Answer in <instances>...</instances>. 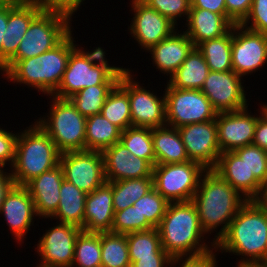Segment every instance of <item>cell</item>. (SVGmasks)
Masks as SVG:
<instances>
[{
	"instance_id": "6da1fadb",
	"label": "cell",
	"mask_w": 267,
	"mask_h": 267,
	"mask_svg": "<svg viewBox=\"0 0 267 267\" xmlns=\"http://www.w3.org/2000/svg\"><path fill=\"white\" fill-rule=\"evenodd\" d=\"M217 251L241 255L236 267L267 264V205L248 200L215 243Z\"/></svg>"
},
{
	"instance_id": "7a4b0ae2",
	"label": "cell",
	"mask_w": 267,
	"mask_h": 267,
	"mask_svg": "<svg viewBox=\"0 0 267 267\" xmlns=\"http://www.w3.org/2000/svg\"><path fill=\"white\" fill-rule=\"evenodd\" d=\"M241 196L213 170H207L202 175L192 202L197 208L200 226L206 235L221 226L214 243L227 232L230 222L248 201Z\"/></svg>"
},
{
	"instance_id": "3957f363",
	"label": "cell",
	"mask_w": 267,
	"mask_h": 267,
	"mask_svg": "<svg viewBox=\"0 0 267 267\" xmlns=\"http://www.w3.org/2000/svg\"><path fill=\"white\" fill-rule=\"evenodd\" d=\"M162 248L173 257L198 256L215 250L203 239L205 232L200 226L198 211L192 201L169 203L157 227ZM203 241H202V240Z\"/></svg>"
},
{
	"instance_id": "277c9868",
	"label": "cell",
	"mask_w": 267,
	"mask_h": 267,
	"mask_svg": "<svg viewBox=\"0 0 267 267\" xmlns=\"http://www.w3.org/2000/svg\"><path fill=\"white\" fill-rule=\"evenodd\" d=\"M72 31L54 48L36 57L19 60L5 75L14 84H25L52 95L59 87L74 44Z\"/></svg>"
},
{
	"instance_id": "5b68a950",
	"label": "cell",
	"mask_w": 267,
	"mask_h": 267,
	"mask_svg": "<svg viewBox=\"0 0 267 267\" xmlns=\"http://www.w3.org/2000/svg\"><path fill=\"white\" fill-rule=\"evenodd\" d=\"M100 46L92 52L78 45L71 51L58 89L51 95L69 99L81 89L100 84H117L126 68L110 66Z\"/></svg>"
},
{
	"instance_id": "8992f818",
	"label": "cell",
	"mask_w": 267,
	"mask_h": 267,
	"mask_svg": "<svg viewBox=\"0 0 267 267\" xmlns=\"http://www.w3.org/2000/svg\"><path fill=\"white\" fill-rule=\"evenodd\" d=\"M34 123L18 133L15 161L9 171L17 186H25L60 163L61 152L40 125Z\"/></svg>"
},
{
	"instance_id": "52a82bcc",
	"label": "cell",
	"mask_w": 267,
	"mask_h": 267,
	"mask_svg": "<svg viewBox=\"0 0 267 267\" xmlns=\"http://www.w3.org/2000/svg\"><path fill=\"white\" fill-rule=\"evenodd\" d=\"M52 97L49 114L36 122L50 136L61 153L85 150L86 117L69 99Z\"/></svg>"
},
{
	"instance_id": "ba28073f",
	"label": "cell",
	"mask_w": 267,
	"mask_h": 267,
	"mask_svg": "<svg viewBox=\"0 0 267 267\" xmlns=\"http://www.w3.org/2000/svg\"><path fill=\"white\" fill-rule=\"evenodd\" d=\"M72 19L42 11L30 24L16 55L0 70L5 75L19 60L36 57L54 48L71 32Z\"/></svg>"
},
{
	"instance_id": "9c48e42d",
	"label": "cell",
	"mask_w": 267,
	"mask_h": 267,
	"mask_svg": "<svg viewBox=\"0 0 267 267\" xmlns=\"http://www.w3.org/2000/svg\"><path fill=\"white\" fill-rule=\"evenodd\" d=\"M206 171L193 161L155 165L152 171L153 187L169 203L192 201Z\"/></svg>"
},
{
	"instance_id": "30bf717a",
	"label": "cell",
	"mask_w": 267,
	"mask_h": 267,
	"mask_svg": "<svg viewBox=\"0 0 267 267\" xmlns=\"http://www.w3.org/2000/svg\"><path fill=\"white\" fill-rule=\"evenodd\" d=\"M166 87L167 126L180 128L216 119L218 112L201 90L177 89L168 83Z\"/></svg>"
},
{
	"instance_id": "8fae6325",
	"label": "cell",
	"mask_w": 267,
	"mask_h": 267,
	"mask_svg": "<svg viewBox=\"0 0 267 267\" xmlns=\"http://www.w3.org/2000/svg\"><path fill=\"white\" fill-rule=\"evenodd\" d=\"M130 69H126L118 84L128 93L133 127L157 128L166 126V98L140 86L133 80ZM161 98V99H160Z\"/></svg>"
},
{
	"instance_id": "7c38bea8",
	"label": "cell",
	"mask_w": 267,
	"mask_h": 267,
	"mask_svg": "<svg viewBox=\"0 0 267 267\" xmlns=\"http://www.w3.org/2000/svg\"><path fill=\"white\" fill-rule=\"evenodd\" d=\"M59 165L63 169L64 179L86 194L106 182L101 151L64 152L61 153Z\"/></svg>"
},
{
	"instance_id": "4fadbf2b",
	"label": "cell",
	"mask_w": 267,
	"mask_h": 267,
	"mask_svg": "<svg viewBox=\"0 0 267 267\" xmlns=\"http://www.w3.org/2000/svg\"><path fill=\"white\" fill-rule=\"evenodd\" d=\"M232 68L239 76L258 71L267 64V34L241 24L232 27Z\"/></svg>"
},
{
	"instance_id": "5bb4252c",
	"label": "cell",
	"mask_w": 267,
	"mask_h": 267,
	"mask_svg": "<svg viewBox=\"0 0 267 267\" xmlns=\"http://www.w3.org/2000/svg\"><path fill=\"white\" fill-rule=\"evenodd\" d=\"M81 231V228L65 223H57L47 230L36 244V252L41 257L37 267H71Z\"/></svg>"
},
{
	"instance_id": "9a60e30c",
	"label": "cell",
	"mask_w": 267,
	"mask_h": 267,
	"mask_svg": "<svg viewBox=\"0 0 267 267\" xmlns=\"http://www.w3.org/2000/svg\"><path fill=\"white\" fill-rule=\"evenodd\" d=\"M189 161L213 170L221 154L216 120L194 123L178 128Z\"/></svg>"
},
{
	"instance_id": "2e32d148",
	"label": "cell",
	"mask_w": 267,
	"mask_h": 267,
	"mask_svg": "<svg viewBox=\"0 0 267 267\" xmlns=\"http://www.w3.org/2000/svg\"><path fill=\"white\" fill-rule=\"evenodd\" d=\"M242 83L241 76L233 70L209 71L201 91L218 113L238 111L249 105Z\"/></svg>"
},
{
	"instance_id": "e0dca14e",
	"label": "cell",
	"mask_w": 267,
	"mask_h": 267,
	"mask_svg": "<svg viewBox=\"0 0 267 267\" xmlns=\"http://www.w3.org/2000/svg\"><path fill=\"white\" fill-rule=\"evenodd\" d=\"M130 5H132L134 15L129 32L141 49L148 51L152 46L178 30L175 29L177 28L175 24L142 0H132Z\"/></svg>"
},
{
	"instance_id": "ac0fdd59",
	"label": "cell",
	"mask_w": 267,
	"mask_h": 267,
	"mask_svg": "<svg viewBox=\"0 0 267 267\" xmlns=\"http://www.w3.org/2000/svg\"><path fill=\"white\" fill-rule=\"evenodd\" d=\"M42 11L35 0H8V22L1 45V69L16 55L31 22Z\"/></svg>"
},
{
	"instance_id": "d6986e66",
	"label": "cell",
	"mask_w": 267,
	"mask_h": 267,
	"mask_svg": "<svg viewBox=\"0 0 267 267\" xmlns=\"http://www.w3.org/2000/svg\"><path fill=\"white\" fill-rule=\"evenodd\" d=\"M250 115L248 106L242 110L221 112L216 116L218 144L221 153L233 152L252 144L258 115Z\"/></svg>"
},
{
	"instance_id": "ffe728a7",
	"label": "cell",
	"mask_w": 267,
	"mask_h": 267,
	"mask_svg": "<svg viewBox=\"0 0 267 267\" xmlns=\"http://www.w3.org/2000/svg\"><path fill=\"white\" fill-rule=\"evenodd\" d=\"M0 214H4L14 239L22 242L37 216L29 190L25 186L13 185L4 196Z\"/></svg>"
},
{
	"instance_id": "44dd1931",
	"label": "cell",
	"mask_w": 267,
	"mask_h": 267,
	"mask_svg": "<svg viewBox=\"0 0 267 267\" xmlns=\"http://www.w3.org/2000/svg\"><path fill=\"white\" fill-rule=\"evenodd\" d=\"M106 182L152 177L153 167L145 160L131 154L121 142L102 151Z\"/></svg>"
},
{
	"instance_id": "7402d4cb",
	"label": "cell",
	"mask_w": 267,
	"mask_h": 267,
	"mask_svg": "<svg viewBox=\"0 0 267 267\" xmlns=\"http://www.w3.org/2000/svg\"><path fill=\"white\" fill-rule=\"evenodd\" d=\"M63 180V169L58 165L54 169L34 177L25 185L34 201L38 218H51L55 214Z\"/></svg>"
},
{
	"instance_id": "603a6c76",
	"label": "cell",
	"mask_w": 267,
	"mask_h": 267,
	"mask_svg": "<svg viewBox=\"0 0 267 267\" xmlns=\"http://www.w3.org/2000/svg\"><path fill=\"white\" fill-rule=\"evenodd\" d=\"M213 171L247 200H256L259 197L262 184L255 178L244 160L234 152H222Z\"/></svg>"
},
{
	"instance_id": "cb8c5ba5",
	"label": "cell",
	"mask_w": 267,
	"mask_h": 267,
	"mask_svg": "<svg viewBox=\"0 0 267 267\" xmlns=\"http://www.w3.org/2000/svg\"><path fill=\"white\" fill-rule=\"evenodd\" d=\"M114 213L112 182H105L87 194L82 231L111 232Z\"/></svg>"
},
{
	"instance_id": "d4e9b609",
	"label": "cell",
	"mask_w": 267,
	"mask_h": 267,
	"mask_svg": "<svg viewBox=\"0 0 267 267\" xmlns=\"http://www.w3.org/2000/svg\"><path fill=\"white\" fill-rule=\"evenodd\" d=\"M175 30L166 39L152 46L148 53L156 69L171 77L182 65L188 54L195 47L189 36L183 31L180 33Z\"/></svg>"
},
{
	"instance_id": "484cf974",
	"label": "cell",
	"mask_w": 267,
	"mask_h": 267,
	"mask_svg": "<svg viewBox=\"0 0 267 267\" xmlns=\"http://www.w3.org/2000/svg\"><path fill=\"white\" fill-rule=\"evenodd\" d=\"M185 26L187 30L184 32L195 47L203 41L225 35L233 27L222 14L202 8H190Z\"/></svg>"
},
{
	"instance_id": "4316f807",
	"label": "cell",
	"mask_w": 267,
	"mask_h": 267,
	"mask_svg": "<svg viewBox=\"0 0 267 267\" xmlns=\"http://www.w3.org/2000/svg\"><path fill=\"white\" fill-rule=\"evenodd\" d=\"M156 165L184 163L189 161L178 128L170 126L152 129Z\"/></svg>"
},
{
	"instance_id": "83f0119b",
	"label": "cell",
	"mask_w": 267,
	"mask_h": 267,
	"mask_svg": "<svg viewBox=\"0 0 267 267\" xmlns=\"http://www.w3.org/2000/svg\"><path fill=\"white\" fill-rule=\"evenodd\" d=\"M209 71L203 55L194 47L167 83L177 89L201 90Z\"/></svg>"
},
{
	"instance_id": "f1b7e54d",
	"label": "cell",
	"mask_w": 267,
	"mask_h": 267,
	"mask_svg": "<svg viewBox=\"0 0 267 267\" xmlns=\"http://www.w3.org/2000/svg\"><path fill=\"white\" fill-rule=\"evenodd\" d=\"M86 197L84 191L64 179L60 187L58 208L51 219L55 217L59 219V223L71 224L82 229Z\"/></svg>"
},
{
	"instance_id": "f546056e",
	"label": "cell",
	"mask_w": 267,
	"mask_h": 267,
	"mask_svg": "<svg viewBox=\"0 0 267 267\" xmlns=\"http://www.w3.org/2000/svg\"><path fill=\"white\" fill-rule=\"evenodd\" d=\"M122 130L102 114L86 118L85 150L103 151L120 142Z\"/></svg>"
},
{
	"instance_id": "4dcf8cb0",
	"label": "cell",
	"mask_w": 267,
	"mask_h": 267,
	"mask_svg": "<svg viewBox=\"0 0 267 267\" xmlns=\"http://www.w3.org/2000/svg\"><path fill=\"white\" fill-rule=\"evenodd\" d=\"M197 49L201 52L210 71L226 72L232 68V28L223 36L203 41Z\"/></svg>"
},
{
	"instance_id": "1f68e13d",
	"label": "cell",
	"mask_w": 267,
	"mask_h": 267,
	"mask_svg": "<svg viewBox=\"0 0 267 267\" xmlns=\"http://www.w3.org/2000/svg\"><path fill=\"white\" fill-rule=\"evenodd\" d=\"M153 177L126 179L112 182L113 209L121 211L153 189Z\"/></svg>"
},
{
	"instance_id": "d6a6232c",
	"label": "cell",
	"mask_w": 267,
	"mask_h": 267,
	"mask_svg": "<svg viewBox=\"0 0 267 267\" xmlns=\"http://www.w3.org/2000/svg\"><path fill=\"white\" fill-rule=\"evenodd\" d=\"M101 114L122 131L132 127L128 93L118 83L109 92Z\"/></svg>"
},
{
	"instance_id": "836d02e7",
	"label": "cell",
	"mask_w": 267,
	"mask_h": 267,
	"mask_svg": "<svg viewBox=\"0 0 267 267\" xmlns=\"http://www.w3.org/2000/svg\"><path fill=\"white\" fill-rule=\"evenodd\" d=\"M126 234L101 232V267H130Z\"/></svg>"
},
{
	"instance_id": "e575fe53",
	"label": "cell",
	"mask_w": 267,
	"mask_h": 267,
	"mask_svg": "<svg viewBox=\"0 0 267 267\" xmlns=\"http://www.w3.org/2000/svg\"><path fill=\"white\" fill-rule=\"evenodd\" d=\"M131 262L153 255H169L161 245L157 228L126 234Z\"/></svg>"
},
{
	"instance_id": "d590c367",
	"label": "cell",
	"mask_w": 267,
	"mask_h": 267,
	"mask_svg": "<svg viewBox=\"0 0 267 267\" xmlns=\"http://www.w3.org/2000/svg\"><path fill=\"white\" fill-rule=\"evenodd\" d=\"M120 142L131 154L145 159L152 167L156 165L151 128L129 127L122 131Z\"/></svg>"
},
{
	"instance_id": "8d00e7d4",
	"label": "cell",
	"mask_w": 267,
	"mask_h": 267,
	"mask_svg": "<svg viewBox=\"0 0 267 267\" xmlns=\"http://www.w3.org/2000/svg\"><path fill=\"white\" fill-rule=\"evenodd\" d=\"M71 267H101V232L79 233Z\"/></svg>"
},
{
	"instance_id": "74e56055",
	"label": "cell",
	"mask_w": 267,
	"mask_h": 267,
	"mask_svg": "<svg viewBox=\"0 0 267 267\" xmlns=\"http://www.w3.org/2000/svg\"><path fill=\"white\" fill-rule=\"evenodd\" d=\"M116 84H100L81 89L69 98L76 109L86 118L101 114L109 92Z\"/></svg>"
},
{
	"instance_id": "f35d334b",
	"label": "cell",
	"mask_w": 267,
	"mask_h": 267,
	"mask_svg": "<svg viewBox=\"0 0 267 267\" xmlns=\"http://www.w3.org/2000/svg\"><path fill=\"white\" fill-rule=\"evenodd\" d=\"M169 202L154 188L143 197L133 203L140 213L141 220H147L154 228H157L165 215Z\"/></svg>"
},
{
	"instance_id": "ab89813d",
	"label": "cell",
	"mask_w": 267,
	"mask_h": 267,
	"mask_svg": "<svg viewBox=\"0 0 267 267\" xmlns=\"http://www.w3.org/2000/svg\"><path fill=\"white\" fill-rule=\"evenodd\" d=\"M152 228L154 227L147 220H141L140 213L136 207L132 205L114 213L111 232L116 234H128Z\"/></svg>"
},
{
	"instance_id": "60d3db41",
	"label": "cell",
	"mask_w": 267,
	"mask_h": 267,
	"mask_svg": "<svg viewBox=\"0 0 267 267\" xmlns=\"http://www.w3.org/2000/svg\"><path fill=\"white\" fill-rule=\"evenodd\" d=\"M241 160H244L255 178L262 184L267 175V150L249 144L233 151Z\"/></svg>"
},
{
	"instance_id": "b9f144b4",
	"label": "cell",
	"mask_w": 267,
	"mask_h": 267,
	"mask_svg": "<svg viewBox=\"0 0 267 267\" xmlns=\"http://www.w3.org/2000/svg\"><path fill=\"white\" fill-rule=\"evenodd\" d=\"M177 26L178 18L189 16L191 0H142Z\"/></svg>"
},
{
	"instance_id": "7bdbcfd3",
	"label": "cell",
	"mask_w": 267,
	"mask_h": 267,
	"mask_svg": "<svg viewBox=\"0 0 267 267\" xmlns=\"http://www.w3.org/2000/svg\"><path fill=\"white\" fill-rule=\"evenodd\" d=\"M240 24L250 30L267 34V0H253L249 14Z\"/></svg>"
},
{
	"instance_id": "ee69618b",
	"label": "cell",
	"mask_w": 267,
	"mask_h": 267,
	"mask_svg": "<svg viewBox=\"0 0 267 267\" xmlns=\"http://www.w3.org/2000/svg\"><path fill=\"white\" fill-rule=\"evenodd\" d=\"M18 134L6 131L0 128V168H5V165L10 163V168L15 161L16 141Z\"/></svg>"
},
{
	"instance_id": "f6af8a7d",
	"label": "cell",
	"mask_w": 267,
	"mask_h": 267,
	"mask_svg": "<svg viewBox=\"0 0 267 267\" xmlns=\"http://www.w3.org/2000/svg\"><path fill=\"white\" fill-rule=\"evenodd\" d=\"M47 12L60 13L72 18L85 0H35Z\"/></svg>"
},
{
	"instance_id": "bcb514c9",
	"label": "cell",
	"mask_w": 267,
	"mask_h": 267,
	"mask_svg": "<svg viewBox=\"0 0 267 267\" xmlns=\"http://www.w3.org/2000/svg\"><path fill=\"white\" fill-rule=\"evenodd\" d=\"M213 250L198 256L173 257L169 267L181 264L180 267H217L216 255ZM184 258V260H183ZM181 262V263H180Z\"/></svg>"
},
{
	"instance_id": "7dc6e473",
	"label": "cell",
	"mask_w": 267,
	"mask_h": 267,
	"mask_svg": "<svg viewBox=\"0 0 267 267\" xmlns=\"http://www.w3.org/2000/svg\"><path fill=\"white\" fill-rule=\"evenodd\" d=\"M253 0H225L227 20L232 24H240L249 14Z\"/></svg>"
},
{
	"instance_id": "c3c4849f",
	"label": "cell",
	"mask_w": 267,
	"mask_h": 267,
	"mask_svg": "<svg viewBox=\"0 0 267 267\" xmlns=\"http://www.w3.org/2000/svg\"><path fill=\"white\" fill-rule=\"evenodd\" d=\"M260 110L252 144L267 150V105L261 104Z\"/></svg>"
},
{
	"instance_id": "681fc988",
	"label": "cell",
	"mask_w": 267,
	"mask_h": 267,
	"mask_svg": "<svg viewBox=\"0 0 267 267\" xmlns=\"http://www.w3.org/2000/svg\"><path fill=\"white\" fill-rule=\"evenodd\" d=\"M191 8H202L222 14L227 19L225 0H191Z\"/></svg>"
},
{
	"instance_id": "f907efd6",
	"label": "cell",
	"mask_w": 267,
	"mask_h": 267,
	"mask_svg": "<svg viewBox=\"0 0 267 267\" xmlns=\"http://www.w3.org/2000/svg\"><path fill=\"white\" fill-rule=\"evenodd\" d=\"M172 257L170 255H153V257L140 258L131 262L130 267H168Z\"/></svg>"
},
{
	"instance_id": "816d5d0a",
	"label": "cell",
	"mask_w": 267,
	"mask_h": 267,
	"mask_svg": "<svg viewBox=\"0 0 267 267\" xmlns=\"http://www.w3.org/2000/svg\"><path fill=\"white\" fill-rule=\"evenodd\" d=\"M8 22V0H0V70H1V45L2 37Z\"/></svg>"
},
{
	"instance_id": "f5cc1de1",
	"label": "cell",
	"mask_w": 267,
	"mask_h": 267,
	"mask_svg": "<svg viewBox=\"0 0 267 267\" xmlns=\"http://www.w3.org/2000/svg\"><path fill=\"white\" fill-rule=\"evenodd\" d=\"M14 185L11 173L5 172L3 168H0V207L4 199L5 194Z\"/></svg>"
},
{
	"instance_id": "db71d44e",
	"label": "cell",
	"mask_w": 267,
	"mask_h": 267,
	"mask_svg": "<svg viewBox=\"0 0 267 267\" xmlns=\"http://www.w3.org/2000/svg\"><path fill=\"white\" fill-rule=\"evenodd\" d=\"M255 201L262 202L267 205V183H262L259 197Z\"/></svg>"
},
{
	"instance_id": "11a10c76",
	"label": "cell",
	"mask_w": 267,
	"mask_h": 267,
	"mask_svg": "<svg viewBox=\"0 0 267 267\" xmlns=\"http://www.w3.org/2000/svg\"><path fill=\"white\" fill-rule=\"evenodd\" d=\"M244 267H267V264H253V265H247Z\"/></svg>"
},
{
	"instance_id": "9f6ffc18",
	"label": "cell",
	"mask_w": 267,
	"mask_h": 267,
	"mask_svg": "<svg viewBox=\"0 0 267 267\" xmlns=\"http://www.w3.org/2000/svg\"><path fill=\"white\" fill-rule=\"evenodd\" d=\"M263 183H267V175H266V178H265V180H264V182Z\"/></svg>"
}]
</instances>
